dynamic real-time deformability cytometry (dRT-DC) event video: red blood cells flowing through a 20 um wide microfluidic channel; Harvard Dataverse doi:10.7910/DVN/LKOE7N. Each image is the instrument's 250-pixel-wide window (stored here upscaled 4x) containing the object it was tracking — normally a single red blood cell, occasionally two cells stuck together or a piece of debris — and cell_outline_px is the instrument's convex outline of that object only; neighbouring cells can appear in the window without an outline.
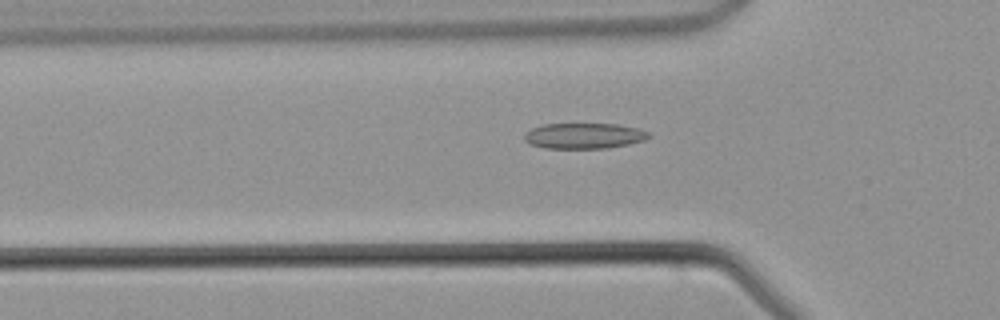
{"species": "common noctule bat (a hibernating species)", "species_latin": "Nyctalus noctula", "temperature_condition": "warm", "stored_images_in_passage": 42, "camera_frame_rate_fps": 3000, "um_per_image_px": 0.085, "animal": {"sex": "male", "body_mass_g": 21.5, "forearm_length_mm": 52.0}, "frame": {"image": 1, "passage_image": 12, "time_ms": 3.667, "image_size_px": [1000, 320], "cell_outline_px": [[652, 136], [644, 140], [628, 144], [608, 148], [544, 148], [528, 144], [524, 140], [524, 132], [532, 128], [544, 124], [620, 124], [640, 128], [648, 132]], "centroid_in_image_um": [49.64, 11.54], "position_along_channel_um": 76.2, "area_um2": 18.79}}
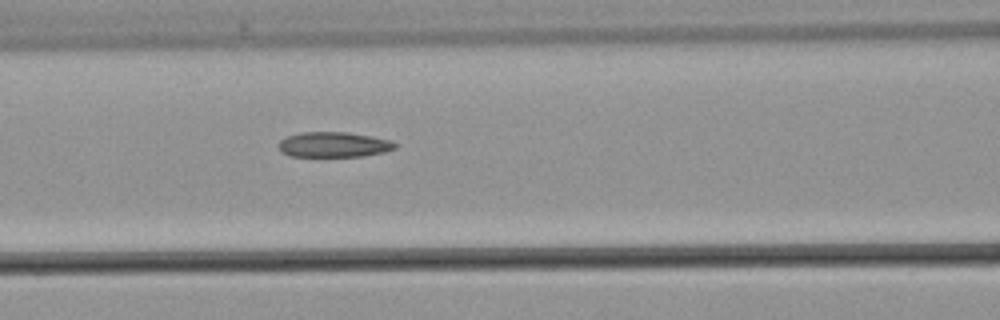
{"frame": {"image": 2, "passage_image": 16, "time_ms": 5.0, "image_size_px": [1000, 320], "cell_outline_px": [[396, 148], [384, 152], [364, 156], [288, 156], [280, 152], [280, 140], [288, 136], [300, 132], [348, 132], [372, 136], [392, 140], [396, 144]], "centroid_in_image_um": [28.38, 12.29], "position_along_channel_um": 138.2, "area_um2": 17.17}}
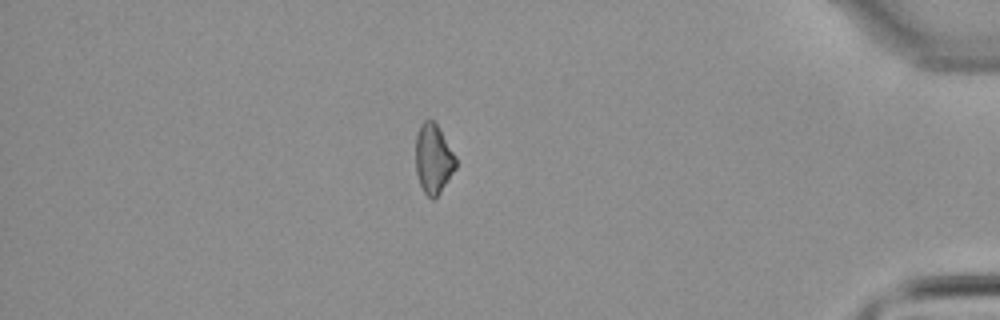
{"frame": {"image": 3, "passage_image": 36, "time_ms": 11.667, "image_size_px": [1000, 320], "cell_outline_px": [[456, 168], [440, 192], [432, 200], [424, 192], [420, 184], [416, 172], [416, 136], [420, 124], [424, 120], [432, 120], [436, 124], [456, 156]], "centroid_in_image_um": [36.83, 13.5], "position_along_channel_um": 398.4, "area_um2": 16.07}}